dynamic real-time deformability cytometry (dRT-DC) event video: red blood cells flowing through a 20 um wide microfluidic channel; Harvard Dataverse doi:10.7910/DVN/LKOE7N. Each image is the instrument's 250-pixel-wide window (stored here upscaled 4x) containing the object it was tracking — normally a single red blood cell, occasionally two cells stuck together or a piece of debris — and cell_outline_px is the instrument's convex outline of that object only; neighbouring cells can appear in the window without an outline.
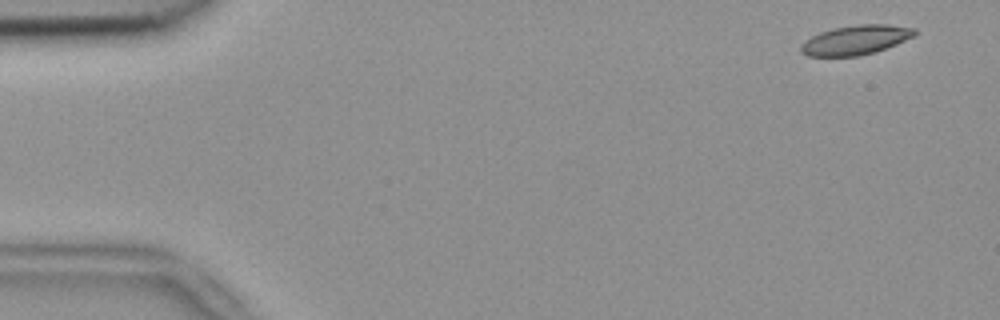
{"species": "common noctule bat (a hibernating species)", "species_latin": "Nyctalus noctula", "temperature_condition": "room temperature", "stored_images_in_passage": 52, "camera_frame_rate_fps": 3000, "um_per_image_px": 0.085, "animal": {"sex": "female", "body_mass_g": 18.4}, "frame": {"image": 1, "passage_image": 1, "time_ms": 0.0, "image_size_px": [1000, 320], "cell_outline_px": [[916, 32], [912, 36], [896, 44], [876, 52], [860, 56], [808, 56], [800, 52], [800, 44], [804, 40], [820, 32], [832, 28], [856, 24], [888, 24], [916, 28]], "centroid_in_image_um": [72.69, 3.39], "position_along_channel_um": 12.3, "area_um2": 19.65}}
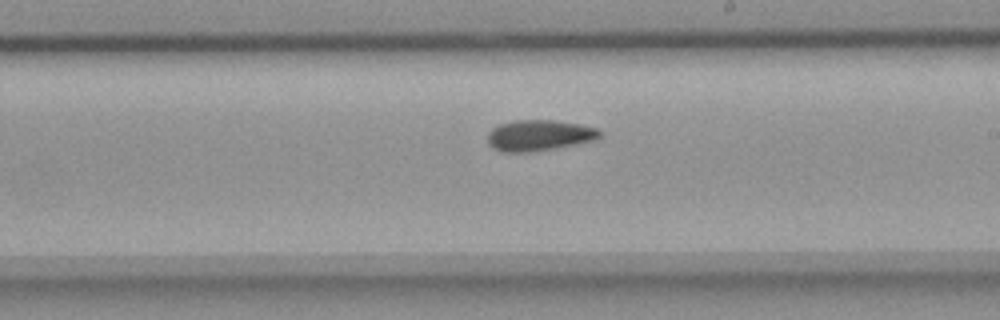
{"frame": {"image": 2, "passage_image": 29, "time_ms": 9.333, "image_size_px": [1000, 320], "cell_outline_px": [[600, 136], [596, 140], [552, 148], [528, 152], [500, 152], [492, 148], [488, 144], [488, 132], [492, 128], [500, 124], [516, 120], [556, 120], [580, 124], [596, 128], [600, 132]], "centroid_in_image_um": [45.79, 11.5], "position_along_channel_um": 243.2, "area_um2": 20.11}}
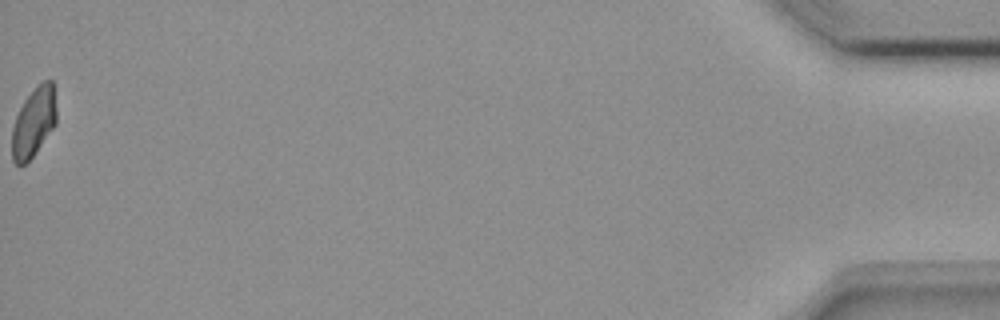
{"frame": {"image": 3, "passage_image": 52, "time_ms": 17.0, "image_size_px": [1000, 320], "cell_outline_px": [[56, 124], [32, 156], [20, 168], [12, 160], [12, 128], [16, 116], [24, 100], [44, 80], [52, 80], [56, 108]], "centroid_in_image_um": [2.85, 10.42], "position_along_channel_um": 432.3, "area_um2": 17.69}, "authors_computed_cell_mechanics": {"area_um2": 19.652, "velocity_mm_per_s": 3.7705, "shape_relaxation_time_tau1_ms": 5.7028, "shape_relaxation_time_tau2_ms": 5.782, "deformation_change_tau1": 0.1379, "deformation_change_tau2": 0.1119}}